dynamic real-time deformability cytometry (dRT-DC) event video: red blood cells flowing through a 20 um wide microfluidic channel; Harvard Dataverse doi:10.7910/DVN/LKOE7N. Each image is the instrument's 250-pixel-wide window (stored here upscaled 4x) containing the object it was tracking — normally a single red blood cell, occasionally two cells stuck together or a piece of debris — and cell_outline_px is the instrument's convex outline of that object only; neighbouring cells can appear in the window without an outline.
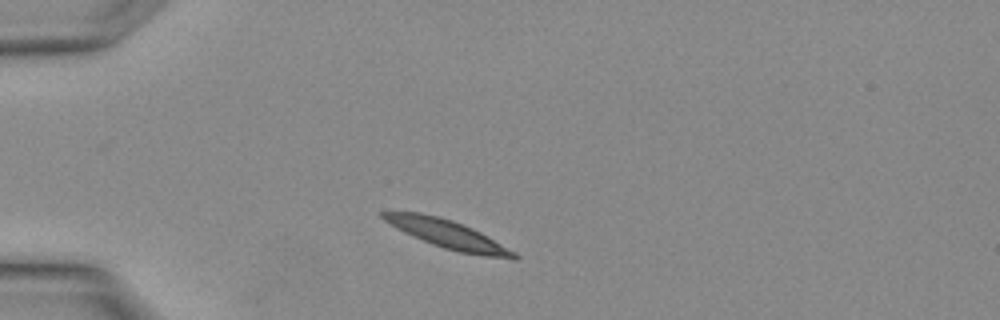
{"species": "Egyptian fruit bat (a non-hibernating species)", "species_latin": "Rousettus aegyptiacus", "temperature_condition": "warm", "stored_images_in_passage": 1, "camera_frame_rate_fps": 3000, "um_per_image_px": 0.085, "animal": {"sex": "female"}, "frame": {"image": 1, "passage_image": 1, "time_ms": 0.0, "image_size_px": [1000, 320], "cell_outline_px": [[520, 256], [516, 260], [512, 260], [484, 256], [460, 252], [444, 248], [432, 244], [404, 232], [396, 228], [384, 220], [380, 216], [380, 212], [420, 212], [452, 220], [472, 228], [480, 232], [516, 252]], "centroid_in_image_um": [38.1, 19.93], "position_along_channel_um": 46.9, "area_um2": 21.44}}